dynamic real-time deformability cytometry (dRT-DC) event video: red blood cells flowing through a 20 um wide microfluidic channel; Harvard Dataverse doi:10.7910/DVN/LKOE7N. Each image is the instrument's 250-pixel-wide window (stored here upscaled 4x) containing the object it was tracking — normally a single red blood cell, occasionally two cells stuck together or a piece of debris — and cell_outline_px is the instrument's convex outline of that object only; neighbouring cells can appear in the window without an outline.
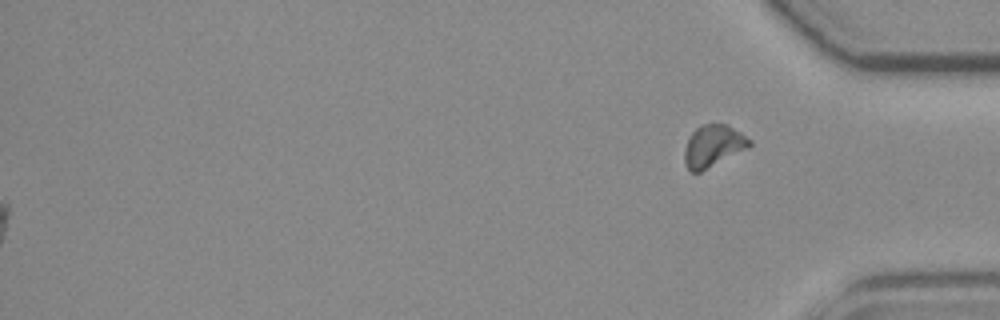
{"species": "common noctule bat (a hibernating species)", "species_latin": "Nyctalus noctula", "temperature_condition": "room temperature", "stored_images_in_passage": 42, "segment_of_instrument_passage": [2, 2], "camera_frame_rate_fps": 3000, "um_per_image_px": 0.085, "animal": {"sex": "female", "body_mass_g": 19.3, "forearm_length_mm": 54.1}, "frame": {"image": 1, "passage_image": 42, "time_ms": 13.667, "image_size_px": [1000, 320], "cell_outline_px": [[752, 144], [748, 148], [700, 172], [692, 172], [688, 168], [684, 160], [684, 152], [688, 136], [700, 124], [724, 124], [740, 132], [752, 140]], "centroid_in_image_um": [60.61, 12.4], "position_along_channel_um": 374.6, "area_um2": 15.78}}